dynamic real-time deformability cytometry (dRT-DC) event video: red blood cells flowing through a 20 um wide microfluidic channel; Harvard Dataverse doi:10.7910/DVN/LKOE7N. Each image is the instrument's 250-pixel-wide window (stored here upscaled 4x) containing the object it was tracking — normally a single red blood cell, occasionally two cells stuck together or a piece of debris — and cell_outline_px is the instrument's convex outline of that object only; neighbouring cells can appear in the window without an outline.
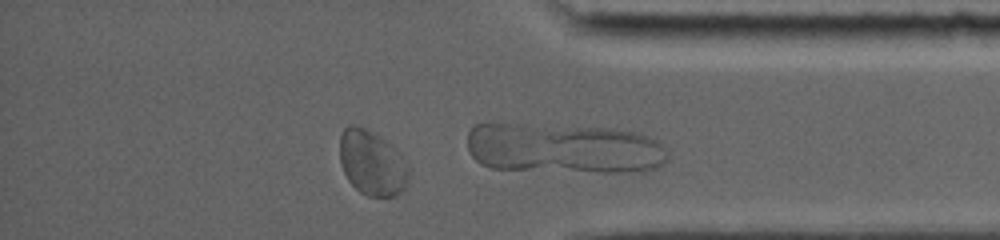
{"species": "common noctule bat (a hibernating species)", "species_latin": "Nyctalus noctula", "temperature_condition": "room temperature", "stored_images_in_passage": 18, "camera_frame_rate_fps": 5000, "um_per_image_px": 0.085, "animal": {"sex": "female", "body_mass_g": 19.0, "forearm_length_mm": 56.7}, "frame": {"image": 1, "passage_image": 16, "time_ms": 8.8, "image_size_px": [1000, 240], "cell_outline_px": [[408, 184], [396, 196], [368, 196], [360, 192], [348, 180], [340, 164], [340, 136], [344, 128], [348, 124], [356, 124], [372, 132], [384, 140], [408, 164]], "centroid_in_image_um": [31.59, 13.86], "position_along_channel_um": 403.6, "area_um2": 25.84}, "authors_computed_cell_mechanics": {"area_um2": 20.6346, "velocity_mm_per_s": 3.823, "shape_relaxation_time_tau1_ms": 1.8341, "shape_relaxation_time_tau2_ms": 1.6348, "deformation_change_tau1": 0.0795, "deformation_change_tau2": 0.0384}}